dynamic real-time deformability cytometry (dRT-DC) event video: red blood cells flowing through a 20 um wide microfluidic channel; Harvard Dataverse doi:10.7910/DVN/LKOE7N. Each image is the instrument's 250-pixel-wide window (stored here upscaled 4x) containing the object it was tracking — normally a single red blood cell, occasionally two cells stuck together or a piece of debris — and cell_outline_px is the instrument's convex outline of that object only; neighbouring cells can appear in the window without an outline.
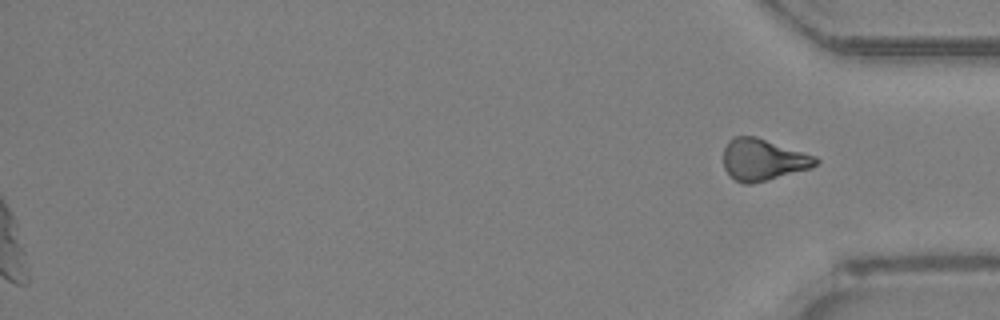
{"species": "Egyptian fruit bat (a non-hibernating species)", "species_latin": "Rousettus aegyptiacus", "temperature_condition": "room temperature", "stored_images_in_passage": 38, "camera_frame_rate_fps": 3000, "um_per_image_px": 0.085, "animal": {"sex": "female"}, "frame": {"image": 1, "passage_image": 38, "time_ms": 12.333, "image_size_px": [1000, 320], "cell_outline_px": [[820, 160], [816, 164], [808, 168], [752, 184], [744, 184], [736, 180], [724, 168], [724, 148], [728, 140], [736, 136], [756, 136], [816, 156]], "centroid_in_image_um": [64.84, 13.55], "position_along_channel_um": 370.4, "area_um2": 22.08}}